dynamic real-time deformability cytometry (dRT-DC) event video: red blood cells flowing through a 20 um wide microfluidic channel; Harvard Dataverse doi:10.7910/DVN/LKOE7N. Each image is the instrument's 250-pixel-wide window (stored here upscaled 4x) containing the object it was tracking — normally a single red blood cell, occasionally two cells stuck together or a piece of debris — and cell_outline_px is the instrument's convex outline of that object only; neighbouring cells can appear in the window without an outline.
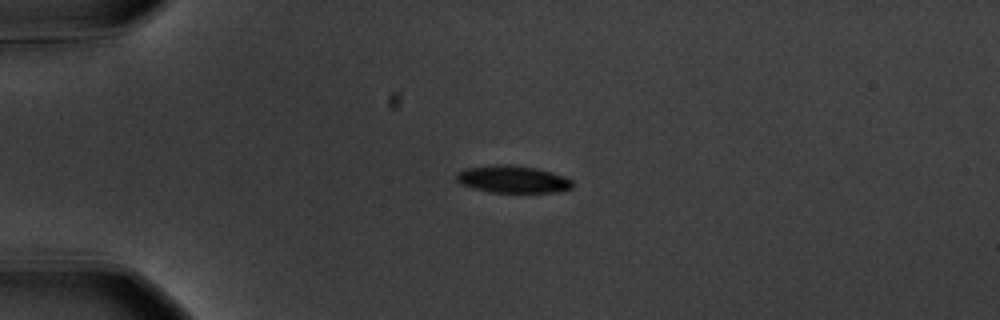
{"species": "common noctule bat (a hibernating species)", "species_latin": "Nyctalus noctula", "temperature_condition": "warm", "stored_images_in_passage": 44, "camera_frame_rate_fps": 3000, "um_per_image_px": 0.085, "animal": {"sex": "male", "body_mass_g": 20.1, "forearm_length_mm": 53.5}, "frame": {"image": 1, "passage_image": 1, "time_ms": 0.0, "image_size_px": [1000, 320], "cell_outline_px": [[572, 188], [552, 192], [492, 192], [472, 188], [460, 184], [456, 180], [456, 172], [464, 168], [496, 164], [508, 164], [536, 168], [552, 172], [564, 176], [572, 180]], "centroid_in_image_um": [43.53, 15.22], "position_along_channel_um": 41.5, "area_um2": 18.5}}
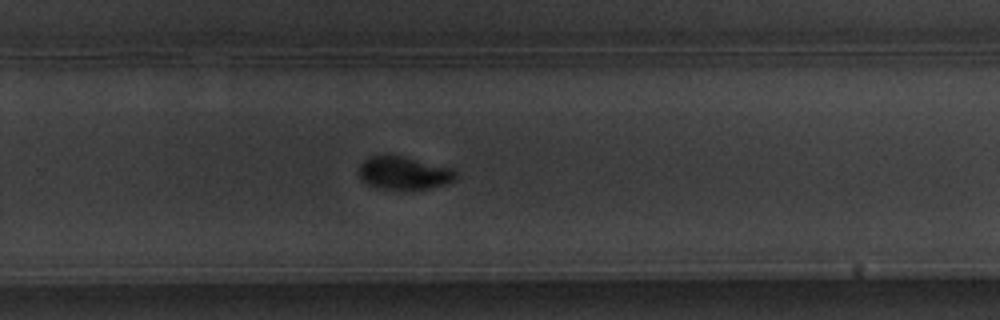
{"frame": {"image": 2, "passage_image": 25, "time_ms": 8.0, "image_size_px": [1000, 320], "cell_outline_px": [[456, 180], [444, 184], [428, 188], [376, 188], [368, 184], [360, 176], [360, 164], [364, 160], [372, 156], [400, 156], [456, 168]], "centroid_in_image_um": [34.39, 14.69], "position_along_channel_um": 295.4, "area_um2": 18.15}}
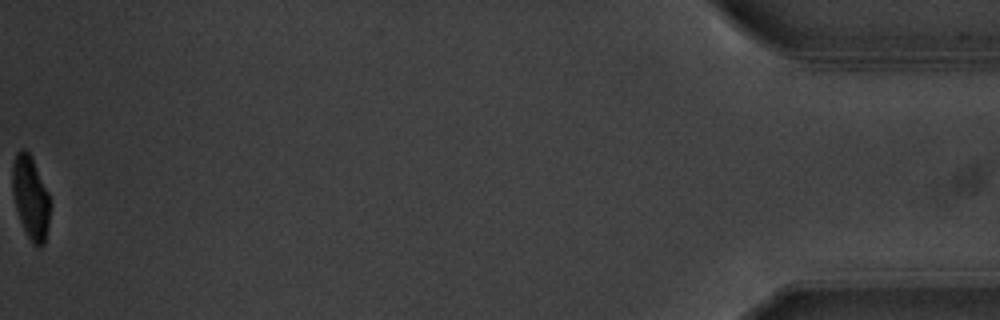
{"frame": {"image": 3, "passage_image": 44, "time_ms": 14.333, "image_size_px": [1000, 320], "cell_outline_px": [[48, 224], [44, 244], [40, 248], [32, 244], [20, 220], [16, 208], [12, 192], [12, 164], [16, 152], [20, 148], [24, 148], [28, 152], [48, 192]], "centroid_in_image_um": [2.56, 16.79], "position_along_channel_um": 432.6, "area_um2": 17.8}, "authors_computed_cell_mechanics": {"area_um2": 19.4497, "velocity_mm_per_s": 3.6027, "shape_relaxation_time_tau1_ms": 2.4581, "shape_relaxation_time_tau2_ms": 0.8011, "deformation_change_tau1": 0.1538, "deformation_change_tau2": 0.0463}}